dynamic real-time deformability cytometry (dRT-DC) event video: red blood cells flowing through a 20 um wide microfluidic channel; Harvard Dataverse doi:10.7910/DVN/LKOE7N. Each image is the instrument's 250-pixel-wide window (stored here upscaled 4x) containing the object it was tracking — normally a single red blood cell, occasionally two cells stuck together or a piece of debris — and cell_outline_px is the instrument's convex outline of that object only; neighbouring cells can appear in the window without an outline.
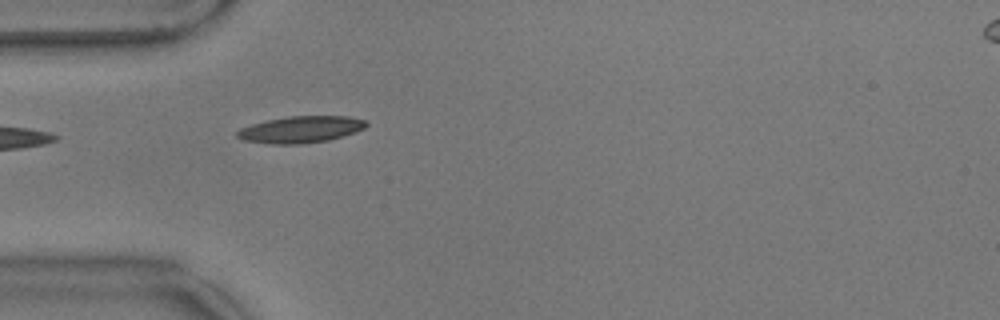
{"species": "common noctule bat (a hibernating species)", "species_latin": "Nyctalus noctula", "temperature_condition": "warm", "stored_images_in_passage": 4, "camera_frame_rate_fps": 3000, "um_per_image_px": 0.085, "animal": {"sex": "male", "body_mass_g": 17.9}, "frame": {"image": 1, "passage_image": 1, "time_ms": 0.0, "image_size_px": [1000, 320], "cell_outline_px": [[368, 124], [364, 128], [356, 132], [328, 140], [300, 144], [272, 144], [244, 140], [236, 136], [236, 132], [240, 128], [252, 124], [268, 120], [288, 116], [348, 116], [364, 120]], "centroid_in_image_um": [25.56, 11.0], "position_along_channel_um": 59.4, "area_um2": 19.94}}